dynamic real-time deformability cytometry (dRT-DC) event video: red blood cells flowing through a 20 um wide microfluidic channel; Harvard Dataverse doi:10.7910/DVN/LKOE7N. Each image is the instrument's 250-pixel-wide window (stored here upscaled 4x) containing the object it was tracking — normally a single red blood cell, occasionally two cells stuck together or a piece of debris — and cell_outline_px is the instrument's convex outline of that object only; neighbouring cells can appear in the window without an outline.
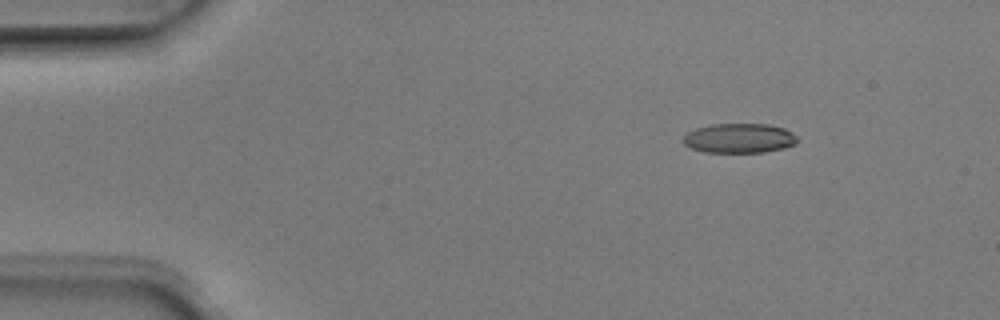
{"species": "Egyptian fruit bat (a non-hibernating species)", "species_latin": "Rousettus aegyptiacus", "temperature_condition": "room temperature", "stored_images_in_passage": 2, "camera_frame_rate_fps": 3000, "um_per_image_px": 0.085, "animal": {"sex": "male"}, "frame": {"image": 1, "passage_image": 2, "time_ms": 0.333, "image_size_px": [1000, 320], "cell_outline_px": [[796, 144], [784, 148], [764, 152], [704, 152], [692, 148], [684, 144], [680, 140], [688, 132], [696, 128], [712, 124], [768, 124], [784, 128], [792, 132], [796, 136]], "centroid_in_image_um": [62.82, 11.75], "position_along_channel_um": 22.2, "area_um2": 19.71}}